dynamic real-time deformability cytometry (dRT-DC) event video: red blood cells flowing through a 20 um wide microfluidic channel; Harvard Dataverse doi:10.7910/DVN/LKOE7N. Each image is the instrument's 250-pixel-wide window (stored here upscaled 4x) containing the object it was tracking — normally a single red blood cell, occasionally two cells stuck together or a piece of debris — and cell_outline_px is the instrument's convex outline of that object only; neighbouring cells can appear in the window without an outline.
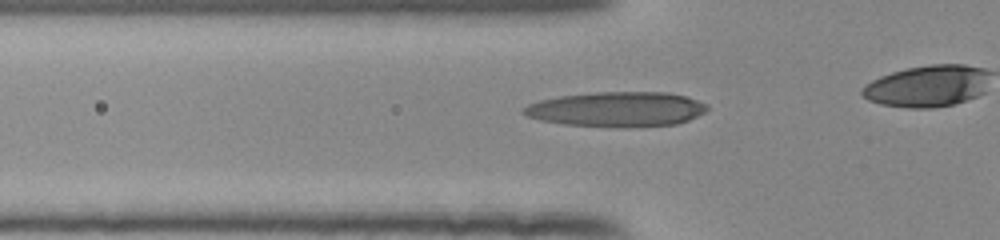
{"species": "human", "species_latin": "Homo sapiens", "temperature_condition": "room temperature", "stored_images_in_passage": 39, "camera_frame_rate_fps": 3000, "um_per_image_px": 0.085, "donor": {"sex": "female"}, "frame": {"image": 1, "passage_image": 15, "time_ms": 4.667, "image_size_px": [1000, 240], "cell_outline_px": [[708, 108], [704, 112], [688, 120], [676, 124], [624, 128], [620, 128], [564, 124], [540, 120], [528, 116], [520, 112], [520, 108], [528, 104], [540, 100], [560, 96], [596, 92], [668, 92], [684, 96], [708, 104]], "centroid_in_image_um": [52.4, 9.29], "position_along_channel_um": 73.4, "area_um2": 37.51}}
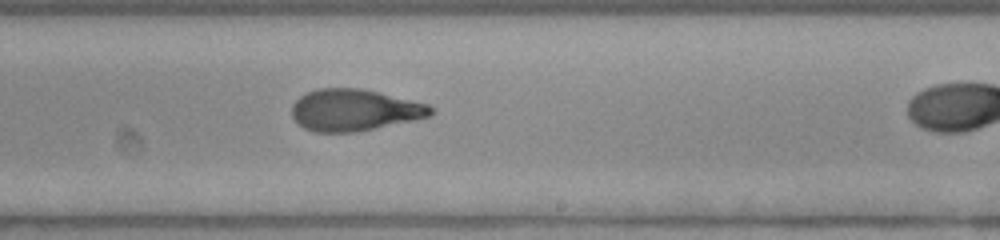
{"frame": {"image": 2, "passage_image": 29, "time_ms": 9.333, "image_size_px": [1000, 240], "cell_outline_px": [[436, 112], [432, 116], [356, 132], [316, 132], [304, 128], [292, 116], [292, 104], [300, 96], [316, 88], [360, 88], [380, 92], [428, 104], [436, 108]], "centroid_in_image_um": [30.16, 9.35], "position_along_channel_um": 258.8, "area_um2": 33.87}}
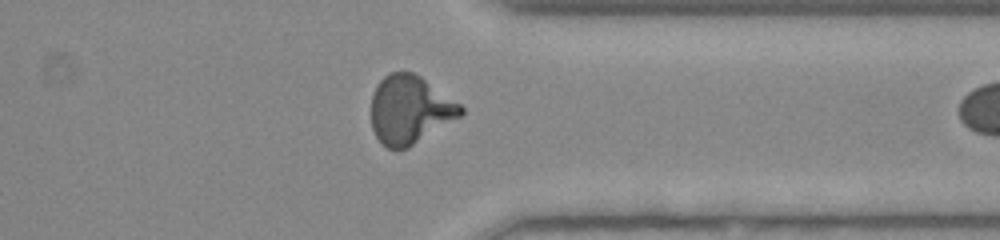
{"frame": {"image": 3, "passage_image": 38, "time_ms": 12.333, "image_size_px": [1000, 240], "cell_outline_px": [[464, 112], [460, 116], [408, 148], [396, 152], [388, 148], [376, 136], [372, 128], [372, 92], [376, 84], [384, 76], [392, 72], [412, 72], [420, 76], [460, 104], [464, 108]], "centroid_in_image_um": [34.81, 9.34], "position_along_channel_um": 376.6, "area_um2": 35.49}}